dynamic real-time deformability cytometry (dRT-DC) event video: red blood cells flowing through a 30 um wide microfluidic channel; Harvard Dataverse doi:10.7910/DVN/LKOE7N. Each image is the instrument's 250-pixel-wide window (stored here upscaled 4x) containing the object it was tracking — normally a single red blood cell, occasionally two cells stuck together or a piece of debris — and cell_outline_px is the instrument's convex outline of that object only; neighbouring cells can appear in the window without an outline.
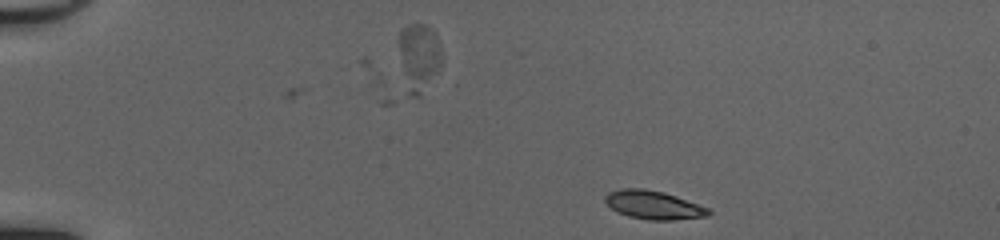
{"species": "common noctule bat (a hibernating species)", "species_latin": "Nyctalus noctula", "temperature_condition": "cold", "stored_images_in_passage": 43, "camera_frame_rate_fps": 3000, "um_per_image_px": 0.085, "animal": {"sex": "female", "body_mass_g": 20.0, "forearm_length_mm": 54.0}, "frame": {"image": 1, "passage_image": 1, "time_ms": 0.0, "image_size_px": [1000, 240], "cell_outline_px": [[712, 212], [708, 216], [672, 220], [648, 220], [628, 216], [616, 212], [604, 200], [604, 196], [608, 192], [620, 188], [644, 188], [664, 192], [676, 196], [708, 208]], "centroid_in_image_um": [55.52, 17.42], "position_along_channel_um": 29.5, "area_um2": 17.22}}
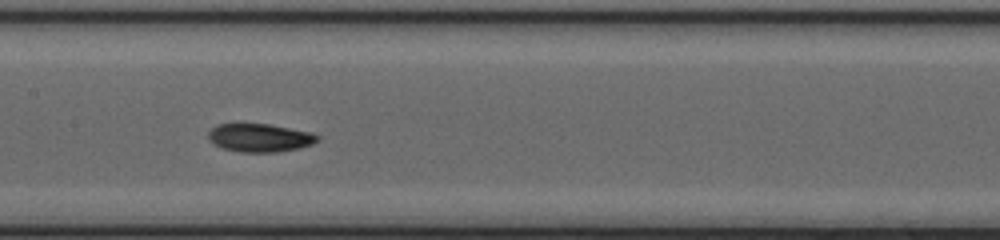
{"frame": {"image": 2, "passage_image": 19, "time_ms": 6.0, "image_size_px": [1000, 240], "cell_outline_px": [[320, 140], [312, 144], [300, 148], [276, 152], [240, 152], [220, 148], [212, 144], [208, 140], [208, 132], [216, 124], [236, 120], [268, 124], [312, 132], [320, 136]], "centroid_in_image_um": [22.0, 11.66], "position_along_channel_um": 185.4, "area_um2": 18.96}}
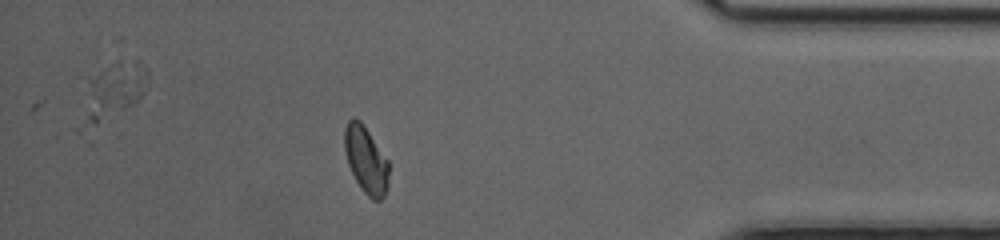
{"frame": {"image": 3, "passage_image": 37, "time_ms": 12.0, "image_size_px": [1000, 240], "cell_outline_px": [[388, 184], [384, 196], [380, 200], [372, 200], [360, 188], [348, 164], [344, 148], [344, 128], [348, 120], [352, 116], [360, 120], [388, 160]], "centroid_in_image_um": [31.09, 13.58], "position_along_channel_um": 404.1, "area_um2": 17.22}, "authors_computed_cell_mechanics": {"area_um2": 17.4556, "velocity_mm_per_s": 4.1397, "shape_relaxation_time_tau1_ms": 2.332, "shape_relaxation_time_tau2_ms": 2.0505, "deformation_change_tau1": 0.1301, "deformation_change_tau2": 0.0572}}